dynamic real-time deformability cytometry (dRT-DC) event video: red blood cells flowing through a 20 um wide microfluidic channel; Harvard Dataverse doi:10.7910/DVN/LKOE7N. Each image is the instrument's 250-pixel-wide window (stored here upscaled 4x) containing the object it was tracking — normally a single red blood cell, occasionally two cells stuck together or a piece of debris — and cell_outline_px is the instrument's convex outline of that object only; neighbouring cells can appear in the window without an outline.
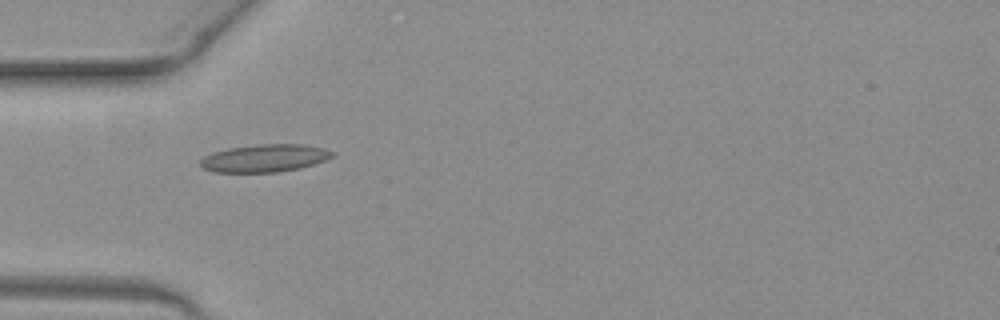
{"species": "common noctule bat (a hibernating species)", "species_latin": "Nyctalus noctula", "temperature_condition": "warm", "stored_images_in_passage": 32, "camera_frame_rate_fps": 3000, "um_per_image_px": 0.085, "animal": {"sex": "female", "body_mass_g": 19.3, "forearm_length_mm": 54.1}, "frame": {"image": 1, "passage_image": 1, "time_ms": 0.0, "image_size_px": [1000, 320], "cell_outline_px": [[336, 156], [300, 168], [276, 172], [212, 172], [204, 168], [200, 164], [200, 160], [204, 156], [212, 152], [228, 148], [256, 144], [304, 144], [324, 148], [336, 152]], "centroid_in_image_um": [22.51, 13.43], "position_along_channel_um": 62.5, "area_um2": 21.39}}
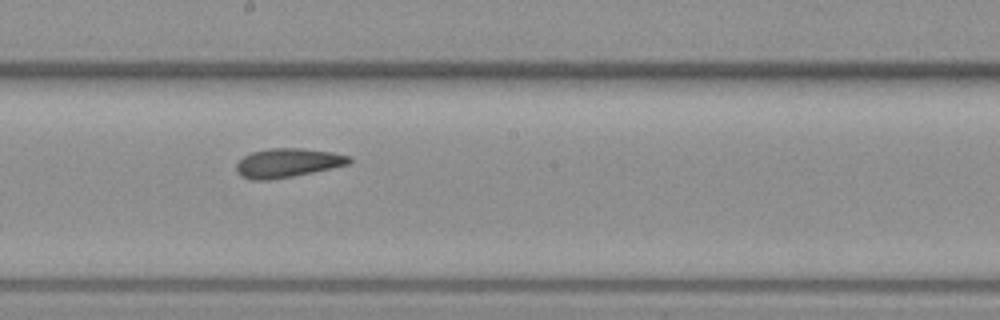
{"frame": {"image": 2, "passage_image": 13, "time_ms": 4.0, "image_size_px": [1000, 320], "cell_outline_px": [[352, 160], [348, 164], [312, 172], [272, 180], [252, 180], [240, 176], [236, 172], [236, 164], [244, 156], [252, 152], [272, 148], [300, 148], [332, 152], [352, 156]], "centroid_in_image_um": [24.43, 13.85], "position_along_channel_um": 223.8, "area_um2": 19.02}}
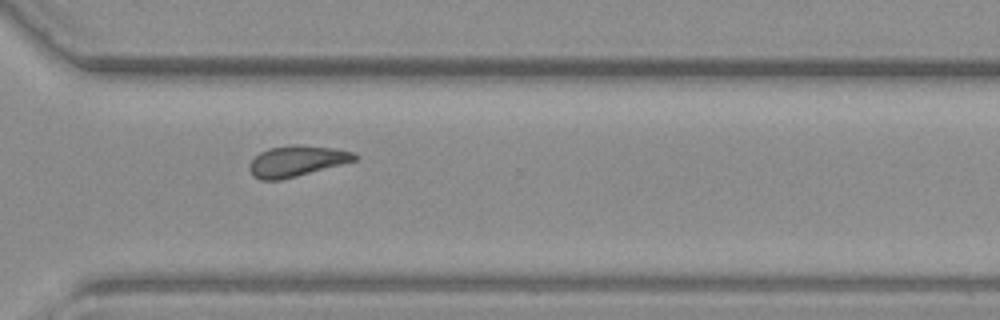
{"frame": {"image": 3, "passage_image": 22, "time_ms": 7.0, "image_size_px": [1000, 320], "cell_outline_px": [[360, 156], [356, 160], [296, 176], [280, 180], [260, 180], [252, 176], [248, 168], [248, 164], [260, 152], [268, 148], [296, 144], [332, 148], [352, 152]], "centroid_in_image_um": [25.17, 13.69], "position_along_channel_um": 345.4, "area_um2": 18.79}, "authors_computed_cell_mechanics": {"area_um2": 18.3804, "velocity_mm_per_s": 4.0681, "shape_relaxation_time_tau1_ms": 4.928, "shape_relaxation_time_tau2_ms": 3.3777, "deformation_change_tau1": 0.1445, "deformation_change_tau2": 0.1253}}